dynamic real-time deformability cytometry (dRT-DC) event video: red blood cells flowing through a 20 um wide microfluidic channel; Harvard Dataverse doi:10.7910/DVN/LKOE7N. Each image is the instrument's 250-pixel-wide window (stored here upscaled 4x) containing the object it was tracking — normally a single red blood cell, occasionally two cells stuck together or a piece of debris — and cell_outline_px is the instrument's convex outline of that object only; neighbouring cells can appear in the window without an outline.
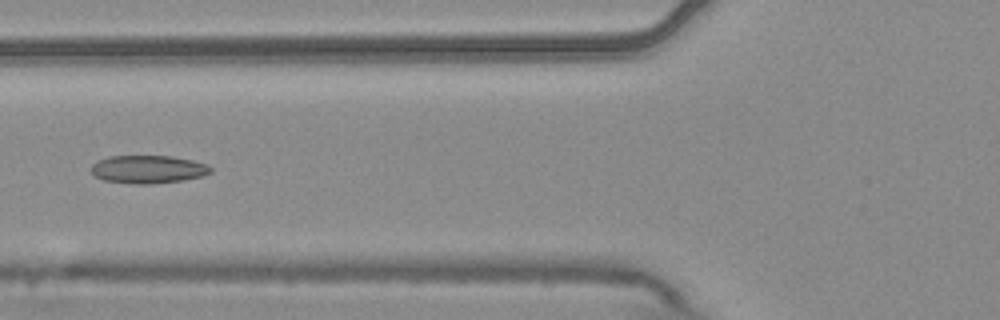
{"species": "common noctule bat (a hibernating species)", "species_latin": "Nyctalus noctula", "temperature_condition": "warm", "stored_images_in_passage": 6, "camera_frame_rate_fps": 3000, "um_per_image_px": 0.085, "animal": {"sex": "male", "body_mass_g": 20.4}, "frame": {"image": 1, "passage_image": 6, "time_ms": 1.667, "image_size_px": [1000, 320], "cell_outline_px": [[212, 172], [204, 176], [180, 180], [148, 184], [136, 184], [104, 180], [96, 176], [92, 172], [92, 164], [96, 160], [108, 156], [172, 156], [192, 160], [208, 164], [212, 168]], "centroid_in_image_um": [12.6, 14.38], "position_along_channel_um": 113.2, "area_um2": 19.48}}